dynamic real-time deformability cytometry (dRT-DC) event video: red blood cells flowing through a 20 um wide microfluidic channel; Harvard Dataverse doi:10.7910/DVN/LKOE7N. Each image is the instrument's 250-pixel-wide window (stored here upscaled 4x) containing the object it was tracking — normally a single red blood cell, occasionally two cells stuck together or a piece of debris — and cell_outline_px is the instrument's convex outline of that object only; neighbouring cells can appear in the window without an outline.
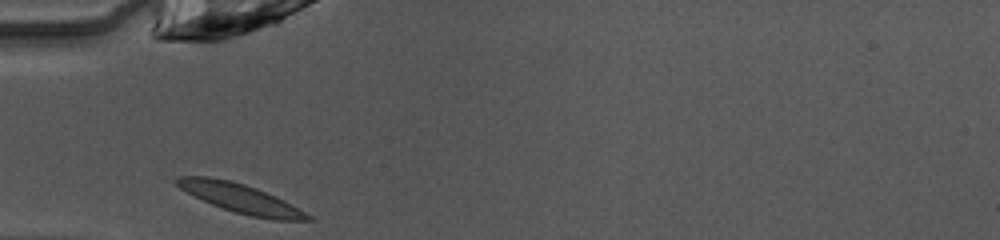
{"species": "common noctule bat (a hibernating species)", "species_latin": "Nyctalus noctula", "temperature_condition": "warm", "stored_images_in_passage": 26, "camera_frame_rate_fps": 3000, "um_per_image_px": 0.085, "animal": {"sex": "female", "body_mass_g": 10.0, "forearm_length_mm": 53.1}, "frame": {"image": 1, "passage_image": 1, "time_ms": 0.0, "image_size_px": [1000, 240], "cell_outline_px": [[316, 220], [272, 220], [252, 216], [236, 212], [212, 204], [180, 188], [172, 180], [176, 176], [208, 176], [228, 180], [244, 184], [256, 188], [276, 196], [284, 200], [312, 216]], "centroid_in_image_um": [20.46, 16.85], "position_along_channel_um": 64.5, "area_um2": 21.91}}
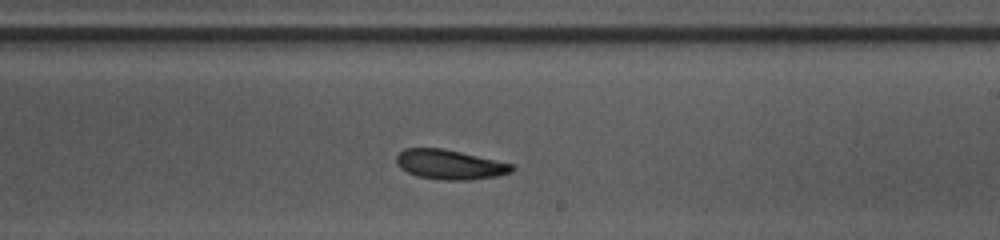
{"frame": {"image": 2, "passage_image": 15, "time_ms": 4.667, "image_size_px": [1000, 240], "cell_outline_px": [[516, 168], [512, 172], [496, 176], [468, 180], [440, 180], [416, 176], [400, 168], [396, 164], [396, 156], [404, 148], [444, 148], [496, 160], [512, 164]], "centroid_in_image_um": [38.21, 13.99], "position_along_channel_um": 250.8, "area_um2": 20.06}}
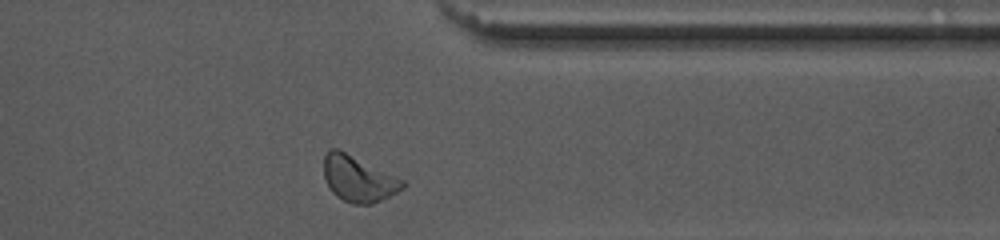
{"frame": {"image": 3, "passage_image": 25, "time_ms": 8.0, "image_size_px": [1000, 240], "cell_outline_px": [[408, 184], [404, 188], [372, 204], [352, 204], [336, 196], [332, 192], [324, 176], [324, 156], [328, 148], [340, 148], [404, 180]], "centroid_in_image_um": [30.45, 15.17], "position_along_channel_um": 380.9, "area_um2": 21.21}, "authors_computed_cell_mechanics": {"area_um2": 20.0855, "velocity_mm_per_s": 4.0206, "shape_relaxation_time_tau1_ms": 3.9572, "shape_relaxation_time_tau2_ms": 2.4706, "deformation_change_tau1": 0.0881, "deformation_change_tau2": 0.0559}}